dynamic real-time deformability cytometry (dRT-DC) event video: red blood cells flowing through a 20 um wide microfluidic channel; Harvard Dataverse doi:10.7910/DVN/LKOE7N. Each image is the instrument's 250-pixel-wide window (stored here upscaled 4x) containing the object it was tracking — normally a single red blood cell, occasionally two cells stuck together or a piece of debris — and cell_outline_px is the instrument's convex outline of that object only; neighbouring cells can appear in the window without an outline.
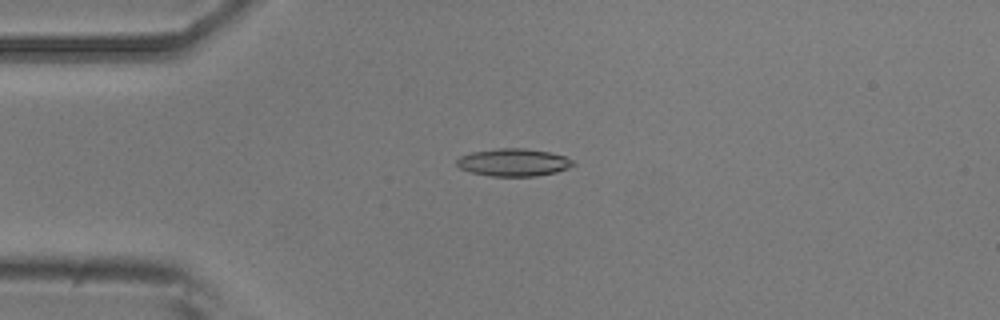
{"species": "common noctule bat (a hibernating species)", "species_latin": "Nyctalus noctula", "temperature_condition": "room temperature", "stored_images_in_passage": 54, "camera_frame_rate_fps": 3000, "um_per_image_px": 0.085, "animal": {"sex": "male", "body_mass_g": 20.5, "forearm_length_mm": 52.5}, "frame": {"image": 1, "passage_image": 13, "time_ms": 4.0, "image_size_px": [1000, 320], "cell_outline_px": [[576, 164], [568, 168], [556, 172], [536, 176], [492, 176], [472, 172], [460, 168], [456, 164], [456, 160], [460, 156], [472, 152], [496, 148], [524, 148], [548, 152], [564, 156], [572, 160]], "centroid_in_image_um": [43.64, 13.8], "position_along_channel_um": 41.4, "area_um2": 18.61}}
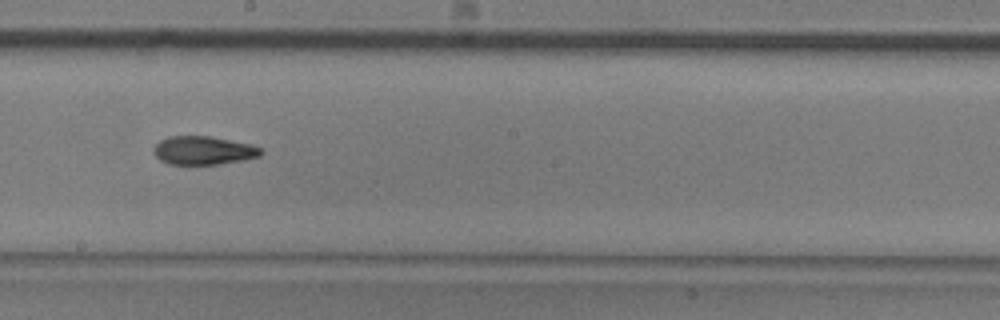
{"frame": {"image": 2, "passage_image": 30, "time_ms": 9.667, "image_size_px": [1000, 320], "cell_outline_px": [[264, 152], [260, 156], [244, 160], [216, 164], [168, 164], [160, 160], [152, 152], [152, 148], [160, 140], [168, 136], [208, 136], [252, 144], [260, 148]], "centroid_in_image_um": [17.27, 12.78], "position_along_channel_um": 230.9, "area_um2": 17.86}}
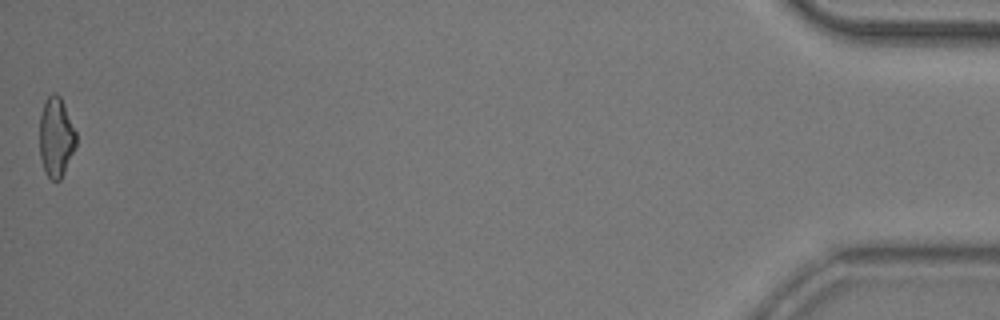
{"frame": {"image": 3, "passage_image": 54, "time_ms": 17.667, "image_size_px": [1000, 320], "cell_outline_px": [[76, 148], [60, 180], [52, 180], [44, 172], [40, 156], [40, 116], [44, 104], [48, 96], [52, 92], [56, 92], [60, 96], [76, 132]], "centroid_in_image_um": [4.77, 11.67], "position_along_channel_um": 430.4, "area_um2": 16.94}, "authors_computed_cell_mechanics": {"area_um2": 18.1492, "velocity_mm_per_s": 3.7265, "shape_relaxation_time_tau1_ms": 8.3966, "shape_relaxation_time_tau2_ms": 4.352, "deformation_change_tau1": 0.2003, "deformation_change_tau2": 0.1193}}